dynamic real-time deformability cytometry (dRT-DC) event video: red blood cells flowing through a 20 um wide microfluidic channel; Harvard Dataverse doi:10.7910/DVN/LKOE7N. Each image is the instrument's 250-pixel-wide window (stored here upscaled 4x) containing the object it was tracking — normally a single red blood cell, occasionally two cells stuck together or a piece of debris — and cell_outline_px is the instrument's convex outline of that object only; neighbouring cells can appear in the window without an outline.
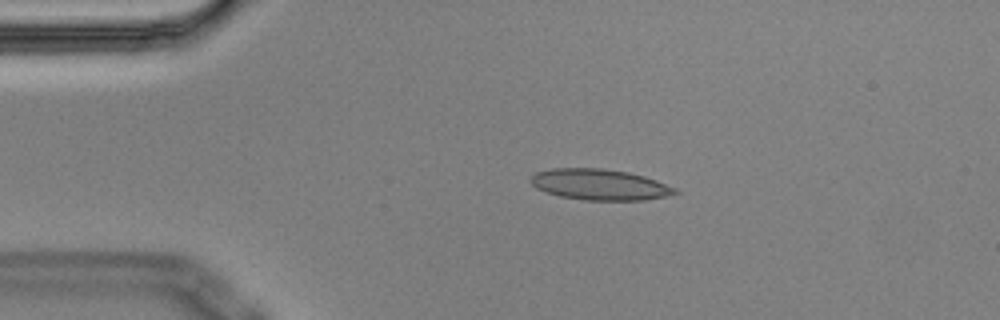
{"species": "Egyptian fruit bat (a non-hibernating species)", "species_latin": "Rousettus aegyptiacus", "temperature_condition": "cold", "stored_images_in_passage": 4, "camera_frame_rate_fps": 3000, "um_per_image_px": 0.085, "animal": {"sex": "male"}, "frame": {"image": 1, "passage_image": 3, "time_ms": 0.667, "image_size_px": [1000, 320], "cell_outline_px": [[680, 192], [664, 196], [644, 200], [584, 200], [560, 196], [536, 188], [532, 184], [532, 176], [536, 172], [552, 168], [600, 168], [628, 172], [644, 176], [656, 180], [676, 188]], "centroid_in_image_um": [50.98, 15.68], "position_along_channel_um": 34.0, "area_um2": 25.78}}